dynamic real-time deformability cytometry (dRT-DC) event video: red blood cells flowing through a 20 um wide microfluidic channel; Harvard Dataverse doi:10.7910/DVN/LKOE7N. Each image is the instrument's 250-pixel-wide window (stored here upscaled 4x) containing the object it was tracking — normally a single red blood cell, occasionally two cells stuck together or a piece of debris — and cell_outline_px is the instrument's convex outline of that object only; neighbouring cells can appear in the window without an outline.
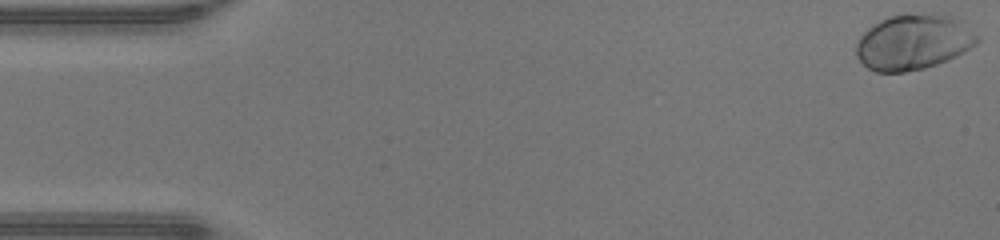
{"species": "human", "species_latin": "Homo sapiens", "temperature_condition": "warm", "stored_images_in_passage": 47, "camera_frame_rate_fps": 3000, "um_per_image_px": 0.085, "donor": {"sex": "male"}, "frame": {"image": 1, "passage_image": 1, "time_ms": 0.0, "image_size_px": [1000, 240], "cell_outline_px": [[980, 40], [976, 44], [964, 52], [948, 60], [924, 68], [904, 72], [876, 72], [868, 68], [856, 56], [856, 40], [868, 28], [880, 20], [888, 16], [932, 12], [948, 16], [976, 36]], "centroid_in_image_um": [77.56, 3.59], "position_along_channel_um": 7.4, "area_um2": 38.55}}
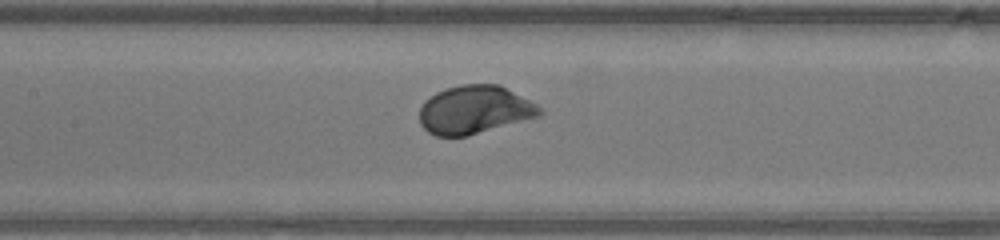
{"frame": {"image": 2, "passage_image": 22, "time_ms": 7.0, "image_size_px": [1000, 240], "cell_outline_px": [[544, 112], [540, 116], [468, 136], [436, 136], [428, 132], [420, 124], [420, 108], [424, 100], [436, 92], [444, 88], [460, 84], [500, 84], [536, 104]], "centroid_in_image_um": [40.32, 9.32], "position_along_channel_um": 167.1, "area_um2": 33.99}}
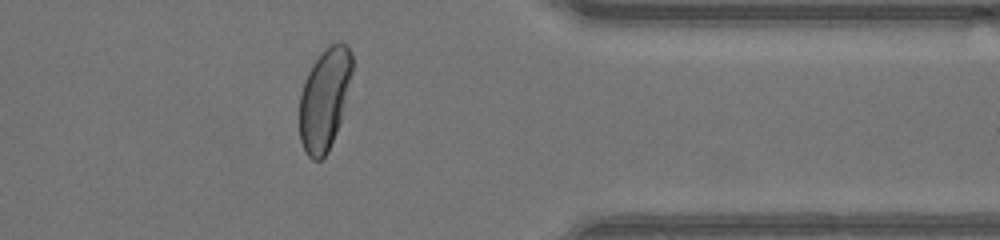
{"frame": {"image": 3, "passage_image": 38, "time_ms": 12.333, "image_size_px": [1000, 240], "cell_outline_px": [[352, 72], [340, 120], [336, 132], [328, 152], [320, 160], [312, 160], [308, 156], [300, 140], [300, 92], [304, 80], [312, 64], [324, 48], [328, 44], [348, 44], [352, 52]], "centroid_in_image_um": [27.57, 8.4], "position_along_channel_um": 383.8, "area_um2": 30.98}, "authors_computed_cell_mechanics": {"area_um2": 34.0442, "velocity_mm_per_s": 4.356, "shape_relaxation_time_tau1_ms": 1.5167, "shape_relaxation_time_tau2_ms": null, "deformation_change_tau1": 0.1409, "deformation_change_tau2": null}}